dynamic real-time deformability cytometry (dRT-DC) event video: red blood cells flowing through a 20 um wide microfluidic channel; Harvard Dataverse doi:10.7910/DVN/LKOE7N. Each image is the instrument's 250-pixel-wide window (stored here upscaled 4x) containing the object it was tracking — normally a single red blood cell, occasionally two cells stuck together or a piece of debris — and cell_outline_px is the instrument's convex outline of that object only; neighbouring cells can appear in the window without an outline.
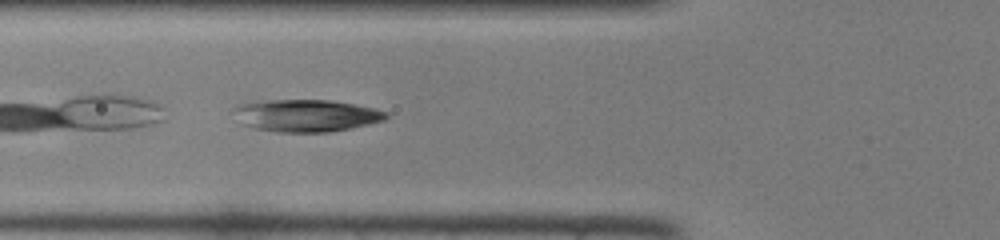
{"species": "common noctule bat (a hibernating species)", "species_latin": "Nyctalus noctula", "temperature_condition": "room temperature", "stored_images_in_passage": 30, "camera_frame_rate_fps": 3000, "um_per_image_px": 0.085, "animal": {"sex": "female", "body_mass_g": 22.0, "forearm_length_mm": 56.7}, "frame": {"image": 1, "passage_image": 4, "time_ms": 1.0, "image_size_px": [1000, 240], "cell_outline_px": [[388, 116], [384, 120], [368, 124], [328, 132], [276, 132], [252, 128], [240, 124], [232, 108], [236, 104], [256, 100], [328, 100], [356, 104], [388, 112]], "centroid_in_image_um": [25.93, 9.81], "position_along_channel_um": 99.9, "area_um2": 28.84}}
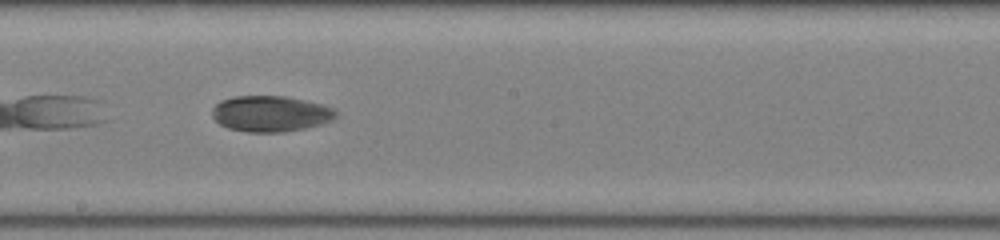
{"frame": {"image": 2, "passage_image": 13, "time_ms": 4.0, "image_size_px": [1000, 240], "cell_outline_px": [[336, 116], [332, 120], [320, 124], [304, 128], [284, 132], [248, 132], [228, 128], [220, 124], [212, 116], [212, 108], [220, 100], [236, 96], [284, 96], [304, 100], [320, 104], [332, 108], [336, 112]], "centroid_in_image_um": [22.96, 9.66], "position_along_channel_um": 225.2, "area_um2": 25.72}}
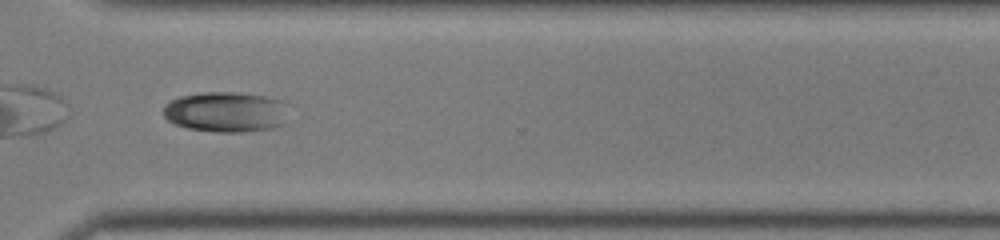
{"frame": {"image": 3, "passage_image": 22, "time_ms": 7.0, "image_size_px": [1000, 240], "cell_outline_px": [[288, 124], [272, 128], [240, 132], [216, 132], [188, 128], [176, 124], [168, 120], [164, 116], [164, 104], [180, 96], [204, 92], [236, 92], [268, 96], [280, 100]], "centroid_in_image_um": [19.19, 9.51], "position_along_channel_um": 351.4, "area_um2": 29.36}}